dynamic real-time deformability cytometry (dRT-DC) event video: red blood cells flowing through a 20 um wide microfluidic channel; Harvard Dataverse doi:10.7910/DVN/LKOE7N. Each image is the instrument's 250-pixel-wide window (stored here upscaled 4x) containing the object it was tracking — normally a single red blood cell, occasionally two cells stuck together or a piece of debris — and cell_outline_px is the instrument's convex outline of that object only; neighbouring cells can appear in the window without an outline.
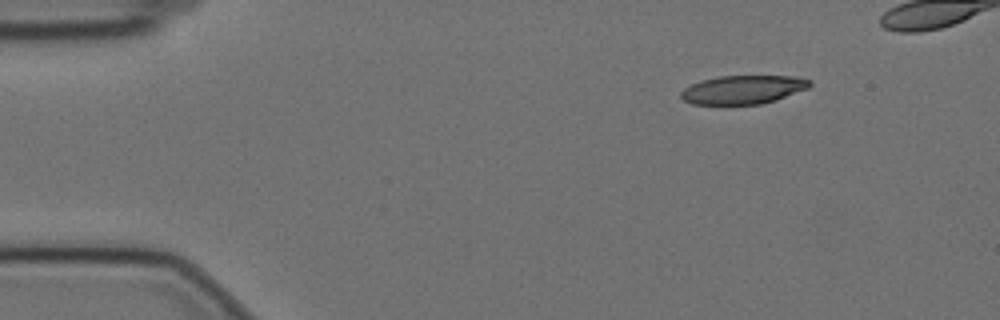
{"species": "Egyptian fruit bat (a non-hibernating species)", "species_latin": "Rousettus aegyptiacus", "temperature_condition": "cold", "stored_images_in_passage": 45, "camera_frame_rate_fps": 3000, "um_per_image_px": 0.085, "animal": {"sex": "female"}, "frame": {"image": 1, "passage_image": 1, "time_ms": 0.0, "image_size_px": [1000, 320], "cell_outline_px": [[812, 84], [808, 88], [776, 100], [760, 104], [692, 104], [684, 100], [680, 96], [680, 92], [684, 88], [700, 80], [720, 76], [796, 76], [812, 80]], "centroid_in_image_um": [63.17, 7.61], "position_along_channel_um": 21.8, "area_um2": 21.5}}
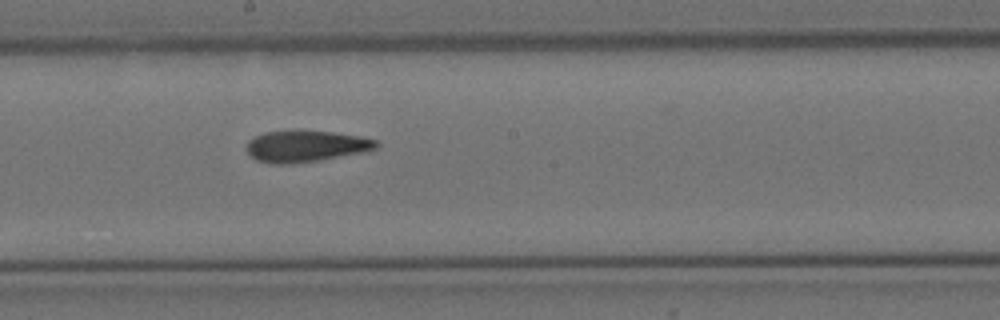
{"frame": {"image": 2, "passage_image": 25, "time_ms": 8.0, "image_size_px": [1000, 320], "cell_outline_px": [[380, 144], [376, 148], [364, 152], [320, 160], [288, 164], [272, 164], [256, 160], [244, 148], [248, 140], [264, 132], [300, 128], [332, 132], [360, 136], [376, 140]], "centroid_in_image_um": [25.96, 12.4], "position_along_channel_um": 222.2, "area_um2": 24.39}}
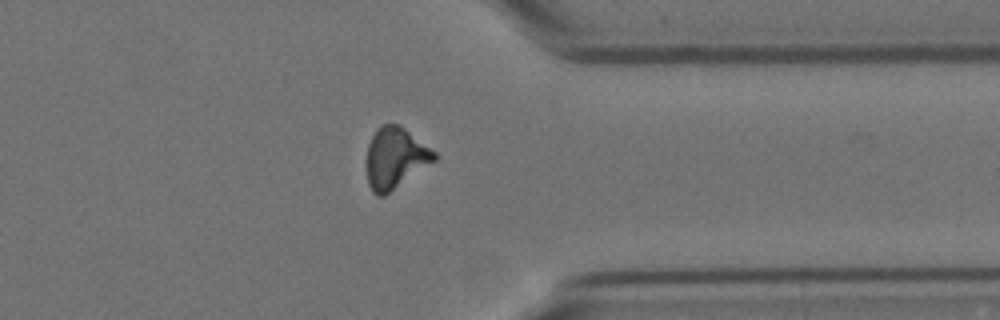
{"frame": {"image": 3, "passage_image": 39, "time_ms": 12.667, "image_size_px": [1000, 320], "cell_outline_px": [[436, 160], [384, 196], [376, 196], [372, 192], [368, 184], [368, 144], [376, 128], [384, 124], [400, 124], [436, 152]], "centroid_in_image_um": [33.6, 13.42], "position_along_channel_um": 377.8, "area_um2": 23.87}}